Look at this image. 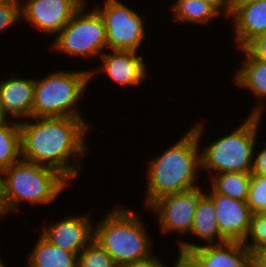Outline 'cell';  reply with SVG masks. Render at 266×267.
Segmentation results:
<instances>
[{
	"mask_svg": "<svg viewBox=\"0 0 266 267\" xmlns=\"http://www.w3.org/2000/svg\"><path fill=\"white\" fill-rule=\"evenodd\" d=\"M90 126L87 118L31 117L23 120L20 122L22 159L54 168L71 183L83 170L81 160L91 153L86 139Z\"/></svg>",
	"mask_w": 266,
	"mask_h": 267,
	"instance_id": "1",
	"label": "cell"
},
{
	"mask_svg": "<svg viewBox=\"0 0 266 267\" xmlns=\"http://www.w3.org/2000/svg\"><path fill=\"white\" fill-rule=\"evenodd\" d=\"M193 124L174 144L146 164L145 209L162 196L200 185L197 184L202 176L200 144L206 127L201 119Z\"/></svg>",
	"mask_w": 266,
	"mask_h": 267,
	"instance_id": "2",
	"label": "cell"
},
{
	"mask_svg": "<svg viewBox=\"0 0 266 267\" xmlns=\"http://www.w3.org/2000/svg\"><path fill=\"white\" fill-rule=\"evenodd\" d=\"M119 204L109 208L103 218L94 221L93 239L118 267L153 259L156 256L153 253L154 241L140 217L141 213Z\"/></svg>",
	"mask_w": 266,
	"mask_h": 267,
	"instance_id": "3",
	"label": "cell"
},
{
	"mask_svg": "<svg viewBox=\"0 0 266 267\" xmlns=\"http://www.w3.org/2000/svg\"><path fill=\"white\" fill-rule=\"evenodd\" d=\"M71 184L54 168L24 159L4 170L5 197L15 215L21 212L23 203L35 207L52 204Z\"/></svg>",
	"mask_w": 266,
	"mask_h": 267,
	"instance_id": "4",
	"label": "cell"
},
{
	"mask_svg": "<svg viewBox=\"0 0 266 267\" xmlns=\"http://www.w3.org/2000/svg\"><path fill=\"white\" fill-rule=\"evenodd\" d=\"M262 116L248 115L242 124L219 136L208 145L200 146L201 173L209 179L214 174L244 172L252 174V162Z\"/></svg>",
	"mask_w": 266,
	"mask_h": 267,
	"instance_id": "5",
	"label": "cell"
},
{
	"mask_svg": "<svg viewBox=\"0 0 266 267\" xmlns=\"http://www.w3.org/2000/svg\"><path fill=\"white\" fill-rule=\"evenodd\" d=\"M46 76L35 78L32 117L81 118L79 109L82 97L90 82V69L56 70ZM81 111V112H80Z\"/></svg>",
	"mask_w": 266,
	"mask_h": 267,
	"instance_id": "6",
	"label": "cell"
},
{
	"mask_svg": "<svg viewBox=\"0 0 266 267\" xmlns=\"http://www.w3.org/2000/svg\"><path fill=\"white\" fill-rule=\"evenodd\" d=\"M86 1L64 28L51 40L50 51L65 54L71 59H99L107 50L106 29L102 17ZM95 59V60H94Z\"/></svg>",
	"mask_w": 266,
	"mask_h": 267,
	"instance_id": "7",
	"label": "cell"
},
{
	"mask_svg": "<svg viewBox=\"0 0 266 267\" xmlns=\"http://www.w3.org/2000/svg\"><path fill=\"white\" fill-rule=\"evenodd\" d=\"M120 0H104L102 5H93L103 19L107 50L140 52L146 33L143 16ZM146 36V37H145Z\"/></svg>",
	"mask_w": 266,
	"mask_h": 267,
	"instance_id": "8",
	"label": "cell"
},
{
	"mask_svg": "<svg viewBox=\"0 0 266 267\" xmlns=\"http://www.w3.org/2000/svg\"><path fill=\"white\" fill-rule=\"evenodd\" d=\"M202 185L186 189L176 194H168L155 200L148 208L157 218L159 232L164 236L176 232L180 236L190 233L195 209L207 194ZM181 233V234H180Z\"/></svg>",
	"mask_w": 266,
	"mask_h": 267,
	"instance_id": "9",
	"label": "cell"
},
{
	"mask_svg": "<svg viewBox=\"0 0 266 267\" xmlns=\"http://www.w3.org/2000/svg\"><path fill=\"white\" fill-rule=\"evenodd\" d=\"M84 0H23L21 21L42 34L56 36L85 3Z\"/></svg>",
	"mask_w": 266,
	"mask_h": 267,
	"instance_id": "10",
	"label": "cell"
},
{
	"mask_svg": "<svg viewBox=\"0 0 266 267\" xmlns=\"http://www.w3.org/2000/svg\"><path fill=\"white\" fill-rule=\"evenodd\" d=\"M176 243L177 251L187 253L200 267H251V252L242 242L198 244L177 239Z\"/></svg>",
	"mask_w": 266,
	"mask_h": 267,
	"instance_id": "11",
	"label": "cell"
},
{
	"mask_svg": "<svg viewBox=\"0 0 266 267\" xmlns=\"http://www.w3.org/2000/svg\"><path fill=\"white\" fill-rule=\"evenodd\" d=\"M136 51L105 50L99 57L101 63L90 69V82L98 72L109 77L112 83L123 87L141 86L148 77V66L144 57ZM97 73V74H96Z\"/></svg>",
	"mask_w": 266,
	"mask_h": 267,
	"instance_id": "12",
	"label": "cell"
},
{
	"mask_svg": "<svg viewBox=\"0 0 266 267\" xmlns=\"http://www.w3.org/2000/svg\"><path fill=\"white\" fill-rule=\"evenodd\" d=\"M73 215L61 217L53 223L51 220L49 226L41 227V235L51 244L78 256L93 239L94 222L90 212Z\"/></svg>",
	"mask_w": 266,
	"mask_h": 267,
	"instance_id": "13",
	"label": "cell"
},
{
	"mask_svg": "<svg viewBox=\"0 0 266 267\" xmlns=\"http://www.w3.org/2000/svg\"><path fill=\"white\" fill-rule=\"evenodd\" d=\"M216 211L221 235L227 241L243 242L250 226L252 213L246 201L235 200L221 194H207Z\"/></svg>",
	"mask_w": 266,
	"mask_h": 267,
	"instance_id": "14",
	"label": "cell"
},
{
	"mask_svg": "<svg viewBox=\"0 0 266 267\" xmlns=\"http://www.w3.org/2000/svg\"><path fill=\"white\" fill-rule=\"evenodd\" d=\"M14 74L11 72L10 77L0 80V93L8 117L21 122L32 117L35 77L25 78Z\"/></svg>",
	"mask_w": 266,
	"mask_h": 267,
	"instance_id": "15",
	"label": "cell"
},
{
	"mask_svg": "<svg viewBox=\"0 0 266 267\" xmlns=\"http://www.w3.org/2000/svg\"><path fill=\"white\" fill-rule=\"evenodd\" d=\"M243 59L240 66L233 71L234 85L242 90L247 89L259 101L252 106L247 115L264 116L266 103V62L252 58L243 48H240ZM251 91V92H250Z\"/></svg>",
	"mask_w": 266,
	"mask_h": 267,
	"instance_id": "16",
	"label": "cell"
},
{
	"mask_svg": "<svg viewBox=\"0 0 266 267\" xmlns=\"http://www.w3.org/2000/svg\"><path fill=\"white\" fill-rule=\"evenodd\" d=\"M229 20L233 22L235 47L243 48L254 37L266 33V0L237 6Z\"/></svg>",
	"mask_w": 266,
	"mask_h": 267,
	"instance_id": "17",
	"label": "cell"
},
{
	"mask_svg": "<svg viewBox=\"0 0 266 267\" xmlns=\"http://www.w3.org/2000/svg\"><path fill=\"white\" fill-rule=\"evenodd\" d=\"M28 256L26 267H78V256L51 244L41 234Z\"/></svg>",
	"mask_w": 266,
	"mask_h": 267,
	"instance_id": "18",
	"label": "cell"
},
{
	"mask_svg": "<svg viewBox=\"0 0 266 267\" xmlns=\"http://www.w3.org/2000/svg\"><path fill=\"white\" fill-rule=\"evenodd\" d=\"M195 239L213 244L227 241L220 233L216 211L212 199L206 194L195 209L194 221L190 233Z\"/></svg>",
	"mask_w": 266,
	"mask_h": 267,
	"instance_id": "19",
	"label": "cell"
},
{
	"mask_svg": "<svg viewBox=\"0 0 266 267\" xmlns=\"http://www.w3.org/2000/svg\"><path fill=\"white\" fill-rule=\"evenodd\" d=\"M174 23L209 25L222 16L204 0H173L168 6Z\"/></svg>",
	"mask_w": 266,
	"mask_h": 267,
	"instance_id": "20",
	"label": "cell"
},
{
	"mask_svg": "<svg viewBox=\"0 0 266 267\" xmlns=\"http://www.w3.org/2000/svg\"><path fill=\"white\" fill-rule=\"evenodd\" d=\"M252 174L244 172H230L214 174L208 180L207 194H221L235 200L247 201ZM211 189V190H210Z\"/></svg>",
	"mask_w": 266,
	"mask_h": 267,
	"instance_id": "21",
	"label": "cell"
},
{
	"mask_svg": "<svg viewBox=\"0 0 266 267\" xmlns=\"http://www.w3.org/2000/svg\"><path fill=\"white\" fill-rule=\"evenodd\" d=\"M21 159L20 121L0 123V169L4 171Z\"/></svg>",
	"mask_w": 266,
	"mask_h": 267,
	"instance_id": "22",
	"label": "cell"
},
{
	"mask_svg": "<svg viewBox=\"0 0 266 267\" xmlns=\"http://www.w3.org/2000/svg\"><path fill=\"white\" fill-rule=\"evenodd\" d=\"M78 267H118L94 239L78 255Z\"/></svg>",
	"mask_w": 266,
	"mask_h": 267,
	"instance_id": "23",
	"label": "cell"
},
{
	"mask_svg": "<svg viewBox=\"0 0 266 267\" xmlns=\"http://www.w3.org/2000/svg\"><path fill=\"white\" fill-rule=\"evenodd\" d=\"M242 243L251 253L266 248V212L252 214L248 234Z\"/></svg>",
	"mask_w": 266,
	"mask_h": 267,
	"instance_id": "24",
	"label": "cell"
},
{
	"mask_svg": "<svg viewBox=\"0 0 266 267\" xmlns=\"http://www.w3.org/2000/svg\"><path fill=\"white\" fill-rule=\"evenodd\" d=\"M246 202L252 214L266 212V175L252 174Z\"/></svg>",
	"mask_w": 266,
	"mask_h": 267,
	"instance_id": "25",
	"label": "cell"
},
{
	"mask_svg": "<svg viewBox=\"0 0 266 267\" xmlns=\"http://www.w3.org/2000/svg\"><path fill=\"white\" fill-rule=\"evenodd\" d=\"M21 21V4L19 0H0V34Z\"/></svg>",
	"mask_w": 266,
	"mask_h": 267,
	"instance_id": "26",
	"label": "cell"
},
{
	"mask_svg": "<svg viewBox=\"0 0 266 267\" xmlns=\"http://www.w3.org/2000/svg\"><path fill=\"white\" fill-rule=\"evenodd\" d=\"M243 49L252 58L266 62V33L254 37Z\"/></svg>",
	"mask_w": 266,
	"mask_h": 267,
	"instance_id": "27",
	"label": "cell"
},
{
	"mask_svg": "<svg viewBox=\"0 0 266 267\" xmlns=\"http://www.w3.org/2000/svg\"><path fill=\"white\" fill-rule=\"evenodd\" d=\"M252 174L266 175V143L261 150L254 149Z\"/></svg>",
	"mask_w": 266,
	"mask_h": 267,
	"instance_id": "28",
	"label": "cell"
},
{
	"mask_svg": "<svg viewBox=\"0 0 266 267\" xmlns=\"http://www.w3.org/2000/svg\"><path fill=\"white\" fill-rule=\"evenodd\" d=\"M207 4L212 6L222 18L229 21L232 14V7L230 0H204ZM224 16V17H223Z\"/></svg>",
	"mask_w": 266,
	"mask_h": 267,
	"instance_id": "29",
	"label": "cell"
},
{
	"mask_svg": "<svg viewBox=\"0 0 266 267\" xmlns=\"http://www.w3.org/2000/svg\"><path fill=\"white\" fill-rule=\"evenodd\" d=\"M8 214H12L5 197L4 191V171L0 169V222L5 217H8Z\"/></svg>",
	"mask_w": 266,
	"mask_h": 267,
	"instance_id": "30",
	"label": "cell"
},
{
	"mask_svg": "<svg viewBox=\"0 0 266 267\" xmlns=\"http://www.w3.org/2000/svg\"><path fill=\"white\" fill-rule=\"evenodd\" d=\"M173 262V266L170 265V267H175V259L172 261ZM164 261H162V259L160 258V256L158 257V254L151 260L146 261V262H142V263H135V264H131V265H127L124 267H169V265Z\"/></svg>",
	"mask_w": 266,
	"mask_h": 267,
	"instance_id": "31",
	"label": "cell"
},
{
	"mask_svg": "<svg viewBox=\"0 0 266 267\" xmlns=\"http://www.w3.org/2000/svg\"><path fill=\"white\" fill-rule=\"evenodd\" d=\"M176 253L175 267H200L187 253Z\"/></svg>",
	"mask_w": 266,
	"mask_h": 267,
	"instance_id": "32",
	"label": "cell"
},
{
	"mask_svg": "<svg viewBox=\"0 0 266 267\" xmlns=\"http://www.w3.org/2000/svg\"><path fill=\"white\" fill-rule=\"evenodd\" d=\"M251 267H266V248L251 253Z\"/></svg>",
	"mask_w": 266,
	"mask_h": 267,
	"instance_id": "33",
	"label": "cell"
},
{
	"mask_svg": "<svg viewBox=\"0 0 266 267\" xmlns=\"http://www.w3.org/2000/svg\"><path fill=\"white\" fill-rule=\"evenodd\" d=\"M10 120L11 119L8 117V115L6 114V112L3 108L1 93H0V123H4V122L10 121Z\"/></svg>",
	"mask_w": 266,
	"mask_h": 267,
	"instance_id": "34",
	"label": "cell"
},
{
	"mask_svg": "<svg viewBox=\"0 0 266 267\" xmlns=\"http://www.w3.org/2000/svg\"><path fill=\"white\" fill-rule=\"evenodd\" d=\"M255 1H259V0H230L232 11L239 5H243V4H247V3H251Z\"/></svg>",
	"mask_w": 266,
	"mask_h": 267,
	"instance_id": "35",
	"label": "cell"
},
{
	"mask_svg": "<svg viewBox=\"0 0 266 267\" xmlns=\"http://www.w3.org/2000/svg\"><path fill=\"white\" fill-rule=\"evenodd\" d=\"M0 255H2L1 254V251H0ZM3 257L2 256H0V266L4 263V258L2 259Z\"/></svg>",
	"mask_w": 266,
	"mask_h": 267,
	"instance_id": "36",
	"label": "cell"
},
{
	"mask_svg": "<svg viewBox=\"0 0 266 267\" xmlns=\"http://www.w3.org/2000/svg\"><path fill=\"white\" fill-rule=\"evenodd\" d=\"M0 267H7V265L4 262Z\"/></svg>",
	"mask_w": 266,
	"mask_h": 267,
	"instance_id": "37",
	"label": "cell"
}]
</instances>
